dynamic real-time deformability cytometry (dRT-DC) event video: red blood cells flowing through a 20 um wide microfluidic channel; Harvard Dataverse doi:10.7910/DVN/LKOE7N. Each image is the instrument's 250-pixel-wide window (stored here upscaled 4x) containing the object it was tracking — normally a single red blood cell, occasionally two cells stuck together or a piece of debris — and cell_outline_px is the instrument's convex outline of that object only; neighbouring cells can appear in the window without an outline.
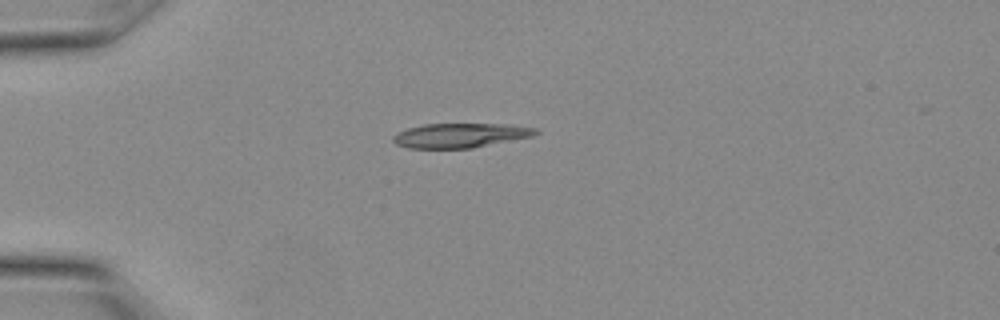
{"species": "Egyptian fruit bat (a non-hibernating species)", "species_latin": "Rousettus aegyptiacus", "temperature_condition": "warm", "stored_images_in_passage": 12, "camera_frame_rate_fps": 3000, "um_per_image_px": 0.085, "animal": {"sex": "female"}, "frame": {"image": 1, "passage_image": 7, "time_ms": 2.0, "image_size_px": [1000, 320], "cell_outline_px": [[540, 132], [532, 136], [472, 148], [408, 148], [396, 144], [392, 140], [392, 136], [396, 132], [408, 128], [424, 124], [504, 124], [536, 128]], "centroid_in_image_um": [39.08, 11.51], "position_along_channel_um": 45.9, "area_um2": 20.23}}
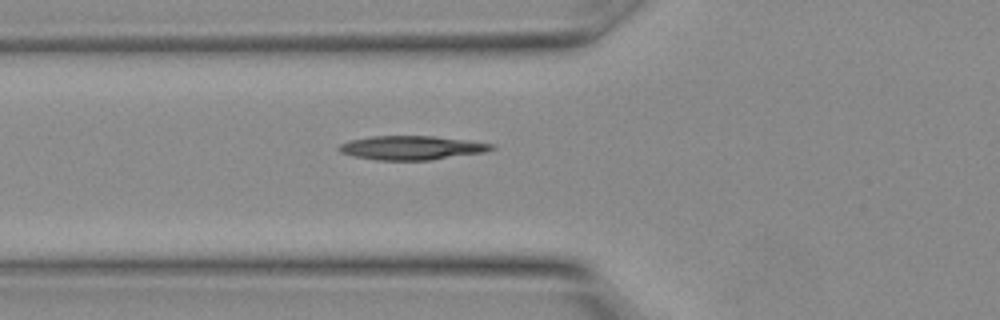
{"frame": {"image": 2, "passage_image": 10, "time_ms": 3.0, "image_size_px": [1000, 320], "cell_outline_px": [[496, 148], [484, 152], [428, 160], [376, 160], [352, 156], [340, 152], [336, 148], [340, 144], [348, 140], [372, 136], [432, 136], [468, 140], [492, 144]], "centroid_in_image_um": [34.93, 12.56], "position_along_channel_um": 90.9, "area_um2": 21.27}}
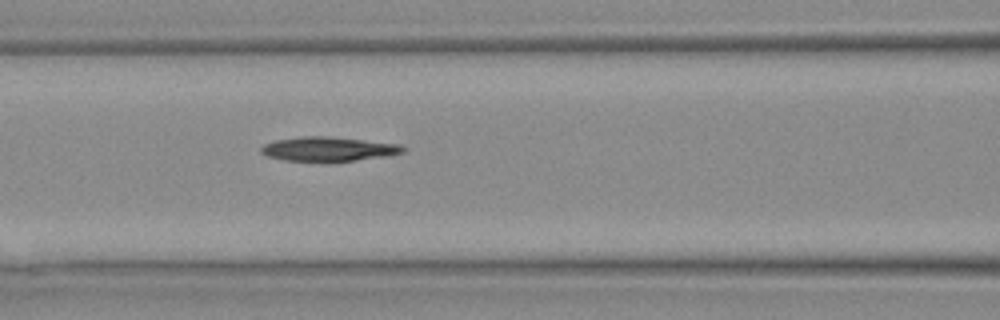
{"frame": {"image": 3, "passage_image": 12, "time_ms": 3.667, "image_size_px": [1000, 320], "cell_outline_px": [[408, 148], [404, 152], [384, 156], [352, 160], [284, 160], [268, 156], [260, 152], [260, 148], [264, 144], [272, 140], [304, 136], [332, 136], [396, 144]], "centroid_in_image_um": [27.87, 12.64], "position_along_channel_um": 138.7, "area_um2": 19.65}}